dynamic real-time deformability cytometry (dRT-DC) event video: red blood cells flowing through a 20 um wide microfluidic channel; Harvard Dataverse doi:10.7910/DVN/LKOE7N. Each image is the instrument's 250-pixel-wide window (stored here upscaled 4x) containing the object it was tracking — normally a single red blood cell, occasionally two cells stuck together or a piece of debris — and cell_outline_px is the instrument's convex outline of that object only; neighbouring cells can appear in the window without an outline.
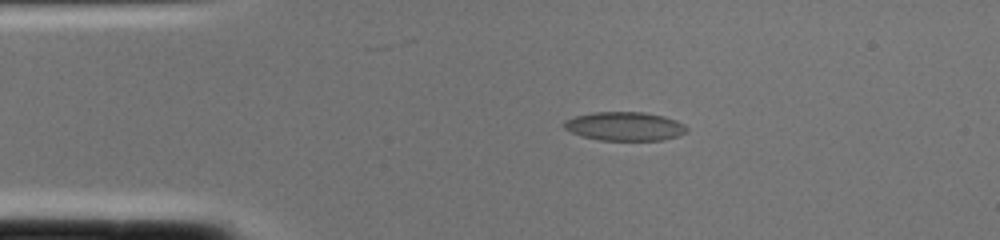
{"species": "common noctule bat (a hibernating species)", "species_latin": "Nyctalus noctula", "temperature_condition": "cold", "stored_images_in_passage": 2, "camera_frame_rate_fps": 3000, "um_per_image_px": 0.085, "animal": {"sex": "female", "body_mass_g": 22.0, "forearm_length_mm": 56.7}, "frame": {"image": 1, "passage_image": 2, "time_ms": 0.333, "image_size_px": [1000, 240], "cell_outline_px": [[688, 132], [664, 140], [600, 140], [580, 136], [564, 128], [564, 120], [576, 116], [592, 112], [644, 112], [664, 116], [676, 120], [684, 124], [688, 128]], "centroid_in_image_um": [53.11, 10.73], "position_along_channel_um": 31.9, "area_um2": 20.63}}